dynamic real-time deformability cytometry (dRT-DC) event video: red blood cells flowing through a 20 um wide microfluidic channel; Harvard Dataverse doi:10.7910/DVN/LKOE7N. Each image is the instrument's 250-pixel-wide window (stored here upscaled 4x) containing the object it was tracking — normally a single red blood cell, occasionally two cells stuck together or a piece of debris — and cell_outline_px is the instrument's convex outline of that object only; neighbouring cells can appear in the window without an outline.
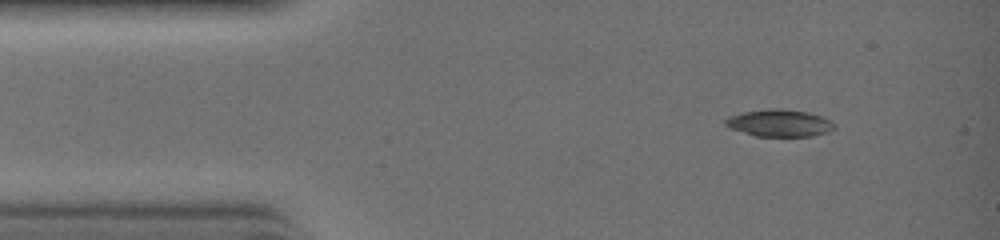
{"species": "common noctule bat (a hibernating species)", "species_latin": "Nyctalus noctula", "temperature_condition": "warm", "stored_images_in_passage": 29, "camera_frame_rate_fps": 3000, "um_per_image_px": 0.085, "animal": {"sex": "female", "body_mass_g": 19.0, "forearm_length_mm": 51.5}, "frame": {"image": 1, "passage_image": 1, "time_ms": 0.0, "image_size_px": [1000, 240], "cell_outline_px": [[836, 128], [812, 136], [756, 136], [732, 128], [724, 124], [724, 120], [728, 116], [744, 112], [768, 108], [780, 108], [808, 112], [832, 120], [836, 124]], "centroid_in_image_um": [66.27, 10.44], "position_along_channel_um": 18.7, "area_um2": 17.17}}
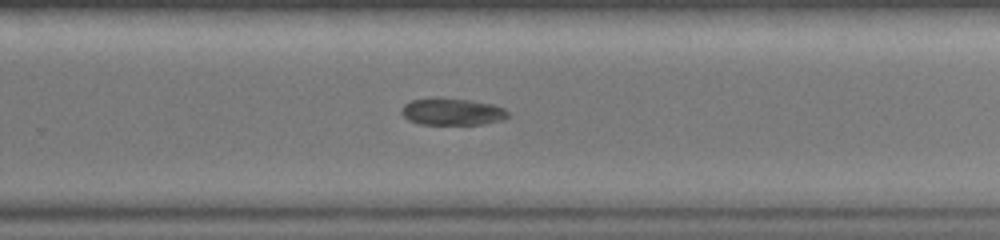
{"frame": {"image": 2, "passage_image": 18, "time_ms": 5.667, "image_size_px": [1000, 240], "cell_outline_px": [[508, 116], [504, 120], [484, 124], [420, 124], [408, 120], [400, 112], [404, 104], [412, 100], [468, 100], [492, 104], [504, 108], [508, 112]], "centroid_in_image_um": [38.47, 9.54], "position_along_channel_um": 291.3, "area_um2": 16.13}}
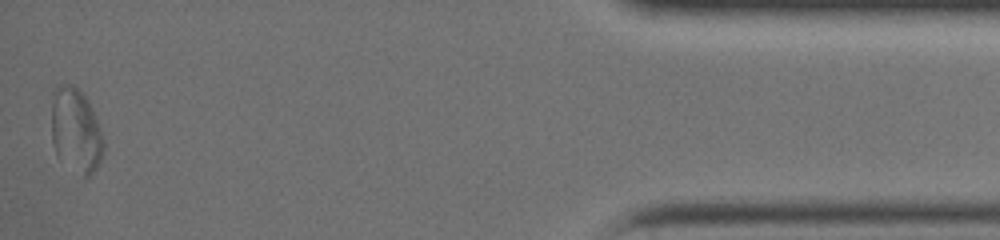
{"frame": {"image": 3, "passage_image": 29, "time_ms": 9.333, "image_size_px": [1000, 240], "cell_outline_px": [[104, 148], [100, 160], [96, 168], [84, 180], [56, 152], [52, 140], [52, 92], [56, 84], [72, 84], [88, 100], [96, 120], [104, 144]], "centroid_in_image_um": [6.43, 11.07], "position_along_channel_um": 428.8, "area_um2": 25.2}}